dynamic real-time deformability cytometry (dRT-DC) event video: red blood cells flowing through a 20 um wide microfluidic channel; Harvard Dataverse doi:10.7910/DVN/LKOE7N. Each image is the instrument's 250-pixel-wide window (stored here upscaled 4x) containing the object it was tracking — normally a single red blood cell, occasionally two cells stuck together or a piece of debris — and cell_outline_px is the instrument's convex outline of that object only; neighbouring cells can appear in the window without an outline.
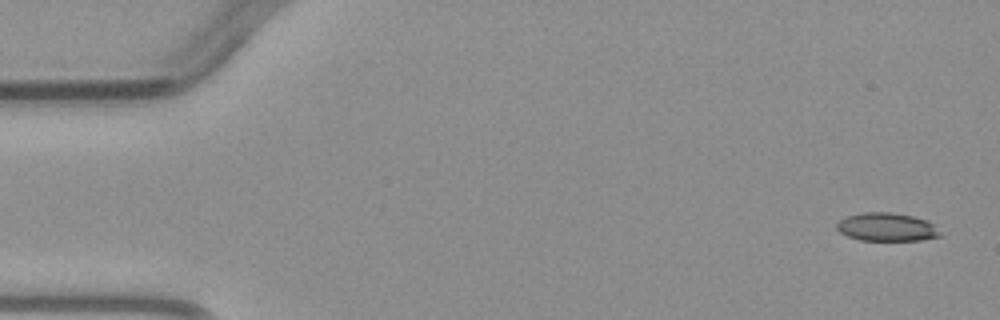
{"species": "common noctule bat (a hibernating species)", "species_latin": "Nyctalus noctula", "temperature_condition": "warm", "stored_images_in_passage": 4, "camera_frame_rate_fps": 3000, "um_per_image_px": 0.085, "animal": {"sex": "male", "body_mass_g": 23.1, "forearm_length_mm": 52.7}, "frame": {"image": 1, "passage_image": 1, "time_ms": 0.0, "image_size_px": [1000, 320], "cell_outline_px": [[944, 236], [920, 240], [860, 240], [848, 236], [840, 232], [836, 228], [836, 224], [840, 220], [848, 216], [864, 212], [892, 212], [912, 216], [928, 220]], "centroid_in_image_um": [75.39, 19.3], "position_along_channel_um": 9.6, "area_um2": 16.99}}
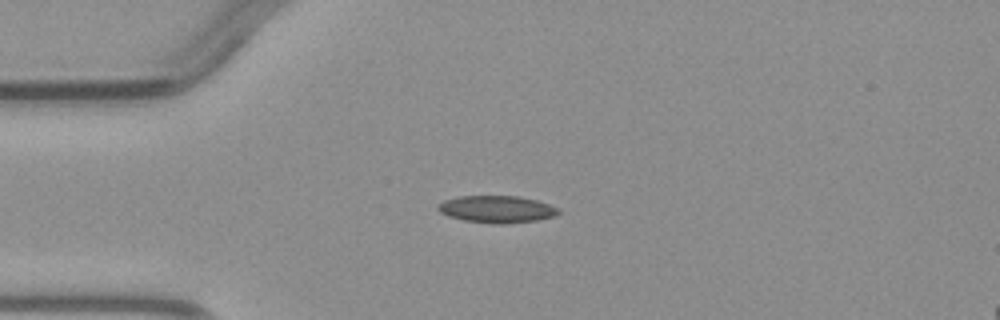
{"frame": {"image": 2, "passage_image": 3, "time_ms": 3.333, "image_size_px": [1000, 320], "cell_outline_px": [[560, 212], [552, 216], [536, 220], [504, 224], [496, 224], [464, 220], [448, 216], [440, 212], [436, 208], [436, 204], [444, 200], [460, 196], [520, 196], [536, 200], [560, 208]], "centroid_in_image_um": [42.19, 17.77], "position_along_channel_um": 42.8, "area_um2": 19.02}}